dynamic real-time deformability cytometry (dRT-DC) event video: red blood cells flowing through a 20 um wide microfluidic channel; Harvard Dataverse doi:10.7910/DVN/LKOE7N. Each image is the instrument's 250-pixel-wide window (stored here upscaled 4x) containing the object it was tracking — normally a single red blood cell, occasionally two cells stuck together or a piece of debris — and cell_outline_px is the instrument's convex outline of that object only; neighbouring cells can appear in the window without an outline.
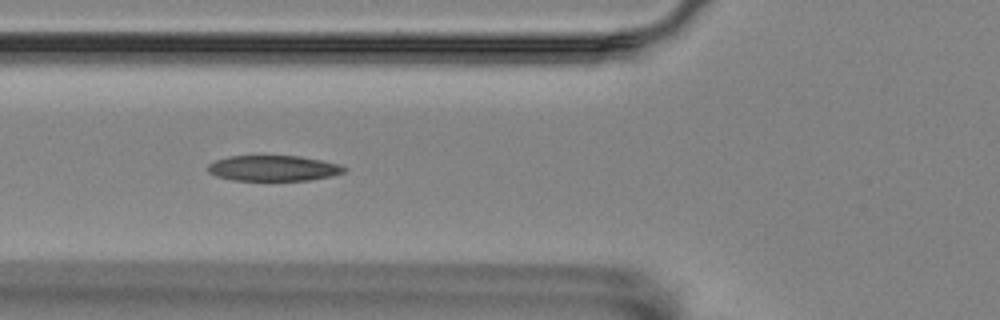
{"species": "Egyptian fruit bat (a non-hibernating species)", "species_latin": "Rousettus aegyptiacus", "temperature_condition": "room temperature", "stored_images_in_passage": 38, "camera_frame_rate_fps": 3000, "um_per_image_px": 0.085, "animal": {"sex": "female"}, "frame": {"image": 1, "passage_image": 7, "time_ms": 2.0, "image_size_px": [1000, 320], "cell_outline_px": [[348, 168], [344, 172], [332, 176], [308, 180], [232, 180], [216, 176], [208, 172], [208, 164], [216, 160], [228, 156], [300, 156], [340, 164]], "centroid_in_image_um": [23.24, 14.3], "position_along_channel_um": 102.6, "area_um2": 20.29}}
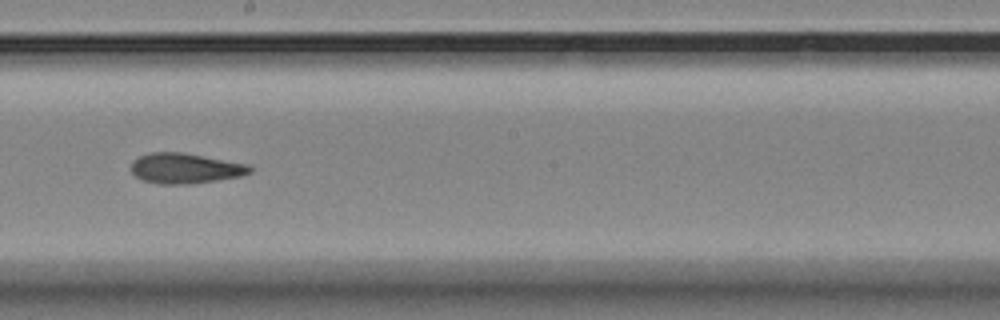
{"frame": {"image": 2, "passage_image": 18, "time_ms": 5.667, "image_size_px": [1000, 320], "cell_outline_px": [[252, 172], [240, 176], [216, 180], [188, 184], [160, 184], [140, 180], [132, 172], [132, 160], [148, 152], [184, 152], [248, 164], [252, 168]], "centroid_in_image_um": [15.73, 14.3], "position_along_channel_um": 232.5, "area_um2": 21.04}}
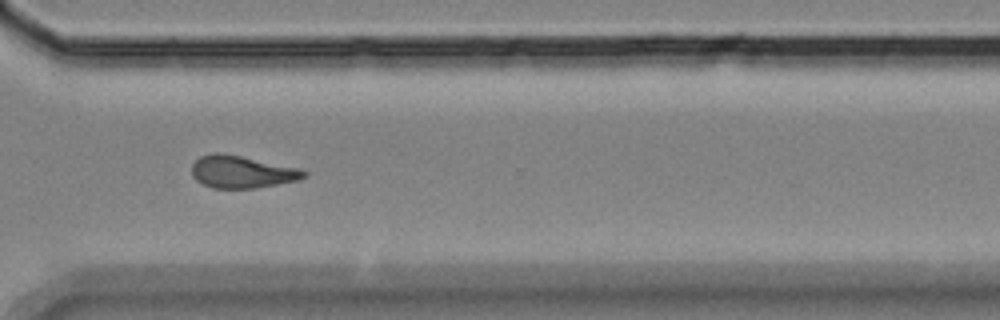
{"frame": {"image": 3, "passage_image": 28, "time_ms": 9.0, "image_size_px": [1000, 320], "cell_outline_px": [[308, 176], [300, 180], [256, 188], [212, 188], [196, 180], [192, 176], [192, 164], [200, 156], [212, 152], [220, 152], [300, 168], [308, 172]], "centroid_in_image_um": [20.58, 14.61], "position_along_channel_um": 350.0, "area_um2": 21.27}, "authors_computed_cell_mechanics": {"area_um2": 20.808, "velocity_mm_per_s": 3.5284, "shape_relaxation_time_tau1_ms": null, "shape_relaxation_time_tau2_ms": 3.4625, "deformation_change_tau1": null, "deformation_change_tau2": 0.1228}}